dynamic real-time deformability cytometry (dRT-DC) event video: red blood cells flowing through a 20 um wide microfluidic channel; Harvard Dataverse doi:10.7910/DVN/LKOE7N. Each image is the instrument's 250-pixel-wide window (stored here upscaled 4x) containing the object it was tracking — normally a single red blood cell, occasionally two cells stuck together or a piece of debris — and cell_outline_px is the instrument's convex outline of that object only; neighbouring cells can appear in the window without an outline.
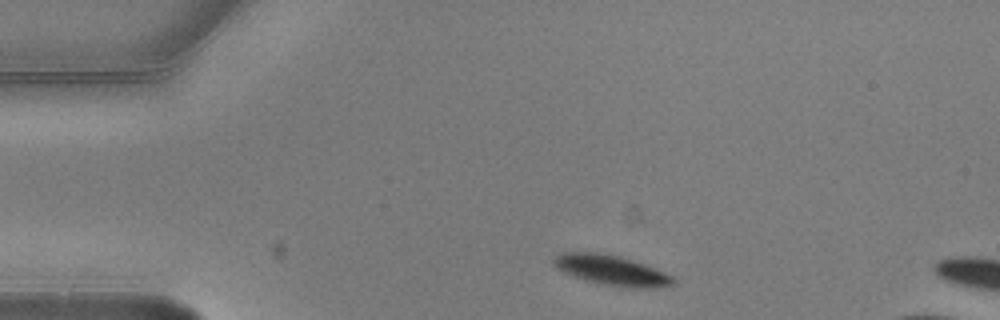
{"species": "common noctule bat (a hibernating species)", "species_latin": "Nyctalus noctula", "temperature_condition": "warm", "stored_images_in_passage": 3, "camera_frame_rate_fps": 3000, "um_per_image_px": 0.085, "animal": {"sex": "male", "body_mass_g": 20.5, "forearm_length_mm": 52.5}, "frame": {"image": 1, "passage_image": 1, "time_ms": 0.0, "image_size_px": [1000, 320], "cell_outline_px": [[676, 284], [652, 288], [628, 288], [604, 284], [584, 280], [564, 272], [556, 268], [552, 264], [552, 260], [556, 256], [564, 252], [596, 252], [616, 256], [632, 260], [644, 264], [664, 272], [672, 276], [676, 280]], "centroid_in_image_um": [51.97, 22.98], "position_along_channel_um": 33.0, "area_um2": 20.81}}